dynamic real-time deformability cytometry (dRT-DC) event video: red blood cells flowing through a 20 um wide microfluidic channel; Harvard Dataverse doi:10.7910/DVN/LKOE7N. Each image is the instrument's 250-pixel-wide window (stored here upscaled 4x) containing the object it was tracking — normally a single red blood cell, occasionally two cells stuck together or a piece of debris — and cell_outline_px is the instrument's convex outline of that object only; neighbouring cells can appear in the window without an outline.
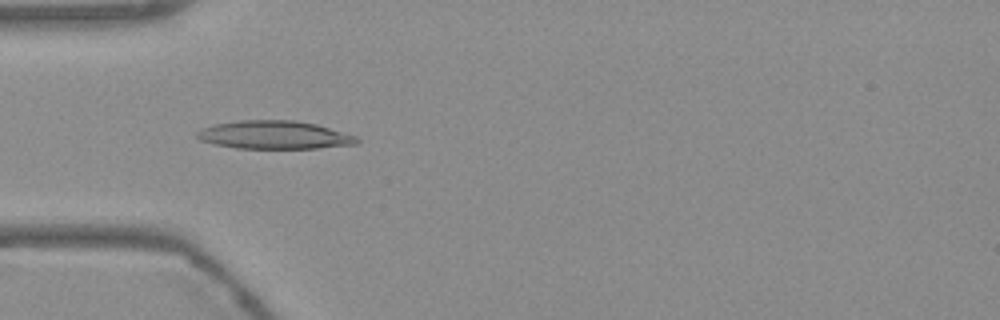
{"species": "Egyptian fruit bat (a non-hibernating species)", "species_latin": "Rousettus aegyptiacus", "temperature_condition": "warm", "stored_images_in_passage": 52, "camera_frame_rate_fps": 3000, "um_per_image_px": 0.085, "frame": {"image": 1, "passage_image": 15, "time_ms": 4.667, "image_size_px": [1000, 320], "cell_outline_px": [[360, 140], [356, 144], [316, 148], [236, 148], [216, 144], [200, 140], [196, 136], [196, 132], [204, 128], [216, 124], [240, 120], [296, 120], [316, 124], [356, 136]], "centroid_in_image_um": [23.33, 11.46], "position_along_channel_um": 61.7, "area_um2": 26.01}}
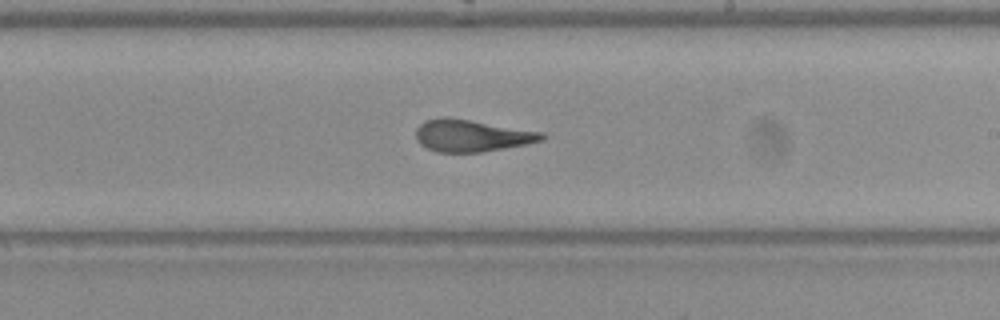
{"frame": {"image": 2, "passage_image": 30, "time_ms": 9.667, "image_size_px": [1000, 320], "cell_outline_px": [[548, 136], [544, 140], [484, 152], [436, 152], [420, 144], [416, 140], [416, 128], [424, 120], [440, 116], [448, 116], [544, 132]], "centroid_in_image_um": [40.08, 11.51], "position_along_channel_um": 248.9, "area_um2": 23.81}}
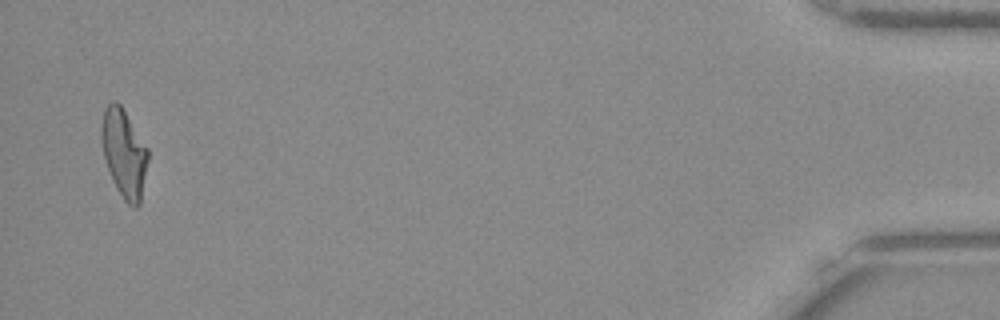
{"frame": {"image": 3, "passage_image": 51, "time_ms": 16.667, "image_size_px": [1000, 320], "cell_outline_px": [[148, 160], [140, 204], [136, 208], [132, 208], [124, 200], [116, 188], [112, 180], [104, 156], [100, 140], [100, 124], [104, 108], [112, 100], [116, 100], [120, 104], [148, 148]], "centroid_in_image_um": [10.52, 13.01], "position_along_channel_um": 424.7, "area_um2": 24.1}, "authors_computed_cell_mechanics": {"area_um2": 24.1893, "velocity_mm_per_s": 3.7667, "shape_relaxation_time_tau1_ms": null, "shape_relaxation_time_tau2_ms": 2.0107, "deformation_change_tau1": null, "deformation_change_tau2": 0.113}}